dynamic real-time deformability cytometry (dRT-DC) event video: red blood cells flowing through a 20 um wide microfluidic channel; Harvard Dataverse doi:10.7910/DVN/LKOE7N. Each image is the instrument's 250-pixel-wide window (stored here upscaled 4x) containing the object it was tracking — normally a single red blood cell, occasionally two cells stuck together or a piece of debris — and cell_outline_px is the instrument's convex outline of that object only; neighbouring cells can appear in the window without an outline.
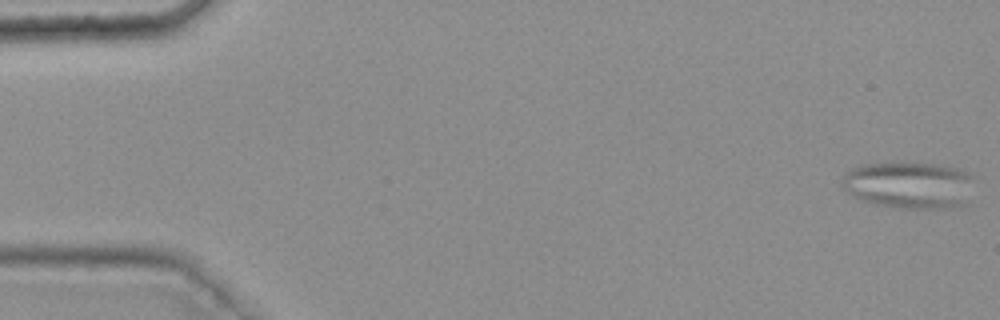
{"species": "common noctule bat (a hibernating species)", "species_latin": "Nyctalus noctula", "temperature_condition": "warm", "stored_images_in_passage": 49, "segment_of_instrument_passage": [1, 2], "camera_frame_rate_fps": 3000, "um_per_image_px": 0.085, "animal": {"sex": "female", "body_mass_g": 25.1}, "frame": {"image": 1, "passage_image": 1, "time_ms": 0.0, "image_size_px": [1000, 320], "cell_outline_px": [[968, 176], [960, 204], [944, 208], [892, 208], [872, 204], [860, 200], [844, 188], [840, 184], [840, 180], [852, 168], [864, 164], [904, 160], [936, 164], [960, 168]], "centroid_in_image_um": [77.05, 15.68], "position_along_channel_um": 7.9, "area_um2": 35.55}}